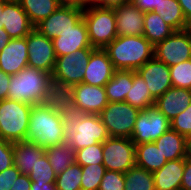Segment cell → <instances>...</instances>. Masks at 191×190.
<instances>
[{"label":"cell","instance_id":"cell-1","mask_svg":"<svg viewBox=\"0 0 191 190\" xmlns=\"http://www.w3.org/2000/svg\"><path fill=\"white\" fill-rule=\"evenodd\" d=\"M68 113L61 96L48 103L33 105L27 141L43 148L64 144L68 131Z\"/></svg>","mask_w":191,"mask_h":190},{"label":"cell","instance_id":"cell-2","mask_svg":"<svg viewBox=\"0 0 191 190\" xmlns=\"http://www.w3.org/2000/svg\"><path fill=\"white\" fill-rule=\"evenodd\" d=\"M57 97L50 73L27 66L19 73L11 75L8 99L38 105Z\"/></svg>","mask_w":191,"mask_h":190},{"label":"cell","instance_id":"cell-3","mask_svg":"<svg viewBox=\"0 0 191 190\" xmlns=\"http://www.w3.org/2000/svg\"><path fill=\"white\" fill-rule=\"evenodd\" d=\"M104 49L115 70L137 71L154 57V46L143 35L117 36Z\"/></svg>","mask_w":191,"mask_h":190},{"label":"cell","instance_id":"cell-4","mask_svg":"<svg viewBox=\"0 0 191 190\" xmlns=\"http://www.w3.org/2000/svg\"><path fill=\"white\" fill-rule=\"evenodd\" d=\"M109 134L99 115L68 113V131L65 144L75 151L103 143Z\"/></svg>","mask_w":191,"mask_h":190},{"label":"cell","instance_id":"cell-5","mask_svg":"<svg viewBox=\"0 0 191 190\" xmlns=\"http://www.w3.org/2000/svg\"><path fill=\"white\" fill-rule=\"evenodd\" d=\"M95 48H82L70 55L56 58L52 83L58 96H61L73 85L83 82L86 67Z\"/></svg>","mask_w":191,"mask_h":190},{"label":"cell","instance_id":"cell-6","mask_svg":"<svg viewBox=\"0 0 191 190\" xmlns=\"http://www.w3.org/2000/svg\"><path fill=\"white\" fill-rule=\"evenodd\" d=\"M32 104L0 100V140L16 143L27 140Z\"/></svg>","mask_w":191,"mask_h":190},{"label":"cell","instance_id":"cell-7","mask_svg":"<svg viewBox=\"0 0 191 190\" xmlns=\"http://www.w3.org/2000/svg\"><path fill=\"white\" fill-rule=\"evenodd\" d=\"M83 19L93 48L104 49L117 37L113 8H101L88 4L83 8Z\"/></svg>","mask_w":191,"mask_h":190},{"label":"cell","instance_id":"cell-8","mask_svg":"<svg viewBox=\"0 0 191 190\" xmlns=\"http://www.w3.org/2000/svg\"><path fill=\"white\" fill-rule=\"evenodd\" d=\"M61 97L69 113L99 115L108 105L105 88L86 83L73 85Z\"/></svg>","mask_w":191,"mask_h":190},{"label":"cell","instance_id":"cell-9","mask_svg":"<svg viewBox=\"0 0 191 190\" xmlns=\"http://www.w3.org/2000/svg\"><path fill=\"white\" fill-rule=\"evenodd\" d=\"M139 109L127 102H108L99 114L110 137L131 138Z\"/></svg>","mask_w":191,"mask_h":190},{"label":"cell","instance_id":"cell-10","mask_svg":"<svg viewBox=\"0 0 191 190\" xmlns=\"http://www.w3.org/2000/svg\"><path fill=\"white\" fill-rule=\"evenodd\" d=\"M103 165L106 170L121 173L135 166V144L131 138L109 136L103 142Z\"/></svg>","mask_w":191,"mask_h":190},{"label":"cell","instance_id":"cell-11","mask_svg":"<svg viewBox=\"0 0 191 190\" xmlns=\"http://www.w3.org/2000/svg\"><path fill=\"white\" fill-rule=\"evenodd\" d=\"M154 57L167 66L191 59V28L174 31L170 36L154 46Z\"/></svg>","mask_w":191,"mask_h":190},{"label":"cell","instance_id":"cell-12","mask_svg":"<svg viewBox=\"0 0 191 190\" xmlns=\"http://www.w3.org/2000/svg\"><path fill=\"white\" fill-rule=\"evenodd\" d=\"M169 129L170 121L155 106H151L139 111L131 140L135 145L154 142Z\"/></svg>","mask_w":191,"mask_h":190},{"label":"cell","instance_id":"cell-13","mask_svg":"<svg viewBox=\"0 0 191 190\" xmlns=\"http://www.w3.org/2000/svg\"><path fill=\"white\" fill-rule=\"evenodd\" d=\"M83 18V8L74 5L61 4L46 19L40 21L34 28L53 40L64 32L75 26Z\"/></svg>","mask_w":191,"mask_h":190},{"label":"cell","instance_id":"cell-14","mask_svg":"<svg viewBox=\"0 0 191 190\" xmlns=\"http://www.w3.org/2000/svg\"><path fill=\"white\" fill-rule=\"evenodd\" d=\"M28 46V66L52 74L56 55L53 42L35 28L26 36Z\"/></svg>","mask_w":191,"mask_h":190},{"label":"cell","instance_id":"cell-15","mask_svg":"<svg viewBox=\"0 0 191 190\" xmlns=\"http://www.w3.org/2000/svg\"><path fill=\"white\" fill-rule=\"evenodd\" d=\"M149 87L150 94L157 99L172 87L169 66L155 57L136 71Z\"/></svg>","mask_w":191,"mask_h":190},{"label":"cell","instance_id":"cell-16","mask_svg":"<svg viewBox=\"0 0 191 190\" xmlns=\"http://www.w3.org/2000/svg\"><path fill=\"white\" fill-rule=\"evenodd\" d=\"M56 57L70 55L82 48H93L88 37V30L82 18L75 26L52 40Z\"/></svg>","mask_w":191,"mask_h":190},{"label":"cell","instance_id":"cell-17","mask_svg":"<svg viewBox=\"0 0 191 190\" xmlns=\"http://www.w3.org/2000/svg\"><path fill=\"white\" fill-rule=\"evenodd\" d=\"M115 68L105 49L95 48L90 56L83 82L104 87L113 77Z\"/></svg>","mask_w":191,"mask_h":190},{"label":"cell","instance_id":"cell-18","mask_svg":"<svg viewBox=\"0 0 191 190\" xmlns=\"http://www.w3.org/2000/svg\"><path fill=\"white\" fill-rule=\"evenodd\" d=\"M3 28L12 39L26 37L34 29L17 0H8L4 4Z\"/></svg>","mask_w":191,"mask_h":190},{"label":"cell","instance_id":"cell-19","mask_svg":"<svg viewBox=\"0 0 191 190\" xmlns=\"http://www.w3.org/2000/svg\"><path fill=\"white\" fill-rule=\"evenodd\" d=\"M28 66V46L26 37L11 39L0 52V69L11 75Z\"/></svg>","mask_w":191,"mask_h":190},{"label":"cell","instance_id":"cell-20","mask_svg":"<svg viewBox=\"0 0 191 190\" xmlns=\"http://www.w3.org/2000/svg\"><path fill=\"white\" fill-rule=\"evenodd\" d=\"M116 18L117 36H139L144 32V15L131 2L113 8Z\"/></svg>","mask_w":191,"mask_h":190},{"label":"cell","instance_id":"cell-21","mask_svg":"<svg viewBox=\"0 0 191 190\" xmlns=\"http://www.w3.org/2000/svg\"><path fill=\"white\" fill-rule=\"evenodd\" d=\"M191 103V90L170 87L155 101V107L171 121Z\"/></svg>","mask_w":191,"mask_h":190},{"label":"cell","instance_id":"cell-22","mask_svg":"<svg viewBox=\"0 0 191 190\" xmlns=\"http://www.w3.org/2000/svg\"><path fill=\"white\" fill-rule=\"evenodd\" d=\"M45 154V148L38 146L36 143L23 140L13 143V165L21 174L28 175L32 168Z\"/></svg>","mask_w":191,"mask_h":190},{"label":"cell","instance_id":"cell-23","mask_svg":"<svg viewBox=\"0 0 191 190\" xmlns=\"http://www.w3.org/2000/svg\"><path fill=\"white\" fill-rule=\"evenodd\" d=\"M184 172V158L167 161L153 174L155 190H180Z\"/></svg>","mask_w":191,"mask_h":190},{"label":"cell","instance_id":"cell-24","mask_svg":"<svg viewBox=\"0 0 191 190\" xmlns=\"http://www.w3.org/2000/svg\"><path fill=\"white\" fill-rule=\"evenodd\" d=\"M154 143L167 161L186 158V138L172 129L163 133Z\"/></svg>","mask_w":191,"mask_h":190},{"label":"cell","instance_id":"cell-25","mask_svg":"<svg viewBox=\"0 0 191 190\" xmlns=\"http://www.w3.org/2000/svg\"><path fill=\"white\" fill-rule=\"evenodd\" d=\"M134 71L115 70L104 86L108 102H124L133 85Z\"/></svg>","mask_w":191,"mask_h":190},{"label":"cell","instance_id":"cell-26","mask_svg":"<svg viewBox=\"0 0 191 190\" xmlns=\"http://www.w3.org/2000/svg\"><path fill=\"white\" fill-rule=\"evenodd\" d=\"M136 165L154 173L162 168L167 159L154 142L135 145Z\"/></svg>","mask_w":191,"mask_h":190},{"label":"cell","instance_id":"cell-27","mask_svg":"<svg viewBox=\"0 0 191 190\" xmlns=\"http://www.w3.org/2000/svg\"><path fill=\"white\" fill-rule=\"evenodd\" d=\"M153 11L158 13L174 31L186 30L191 27L183 15L178 0H161L158 8Z\"/></svg>","mask_w":191,"mask_h":190},{"label":"cell","instance_id":"cell-28","mask_svg":"<svg viewBox=\"0 0 191 190\" xmlns=\"http://www.w3.org/2000/svg\"><path fill=\"white\" fill-rule=\"evenodd\" d=\"M174 30L154 11L145 12L143 36L155 46L170 36Z\"/></svg>","mask_w":191,"mask_h":190},{"label":"cell","instance_id":"cell-29","mask_svg":"<svg viewBox=\"0 0 191 190\" xmlns=\"http://www.w3.org/2000/svg\"><path fill=\"white\" fill-rule=\"evenodd\" d=\"M156 99L150 94L144 79L134 71L133 85L125 98V102L139 110H146L155 106Z\"/></svg>","mask_w":191,"mask_h":190},{"label":"cell","instance_id":"cell-30","mask_svg":"<svg viewBox=\"0 0 191 190\" xmlns=\"http://www.w3.org/2000/svg\"><path fill=\"white\" fill-rule=\"evenodd\" d=\"M35 26L46 19L60 5V0H17Z\"/></svg>","mask_w":191,"mask_h":190},{"label":"cell","instance_id":"cell-31","mask_svg":"<svg viewBox=\"0 0 191 190\" xmlns=\"http://www.w3.org/2000/svg\"><path fill=\"white\" fill-rule=\"evenodd\" d=\"M45 154L56 175H59L70 165L76 163L75 150L65 143L45 148Z\"/></svg>","mask_w":191,"mask_h":190},{"label":"cell","instance_id":"cell-32","mask_svg":"<svg viewBox=\"0 0 191 190\" xmlns=\"http://www.w3.org/2000/svg\"><path fill=\"white\" fill-rule=\"evenodd\" d=\"M124 190H155L153 174L137 165L124 173Z\"/></svg>","mask_w":191,"mask_h":190},{"label":"cell","instance_id":"cell-33","mask_svg":"<svg viewBox=\"0 0 191 190\" xmlns=\"http://www.w3.org/2000/svg\"><path fill=\"white\" fill-rule=\"evenodd\" d=\"M82 168L79 164L70 165L65 171L57 175L56 190H81Z\"/></svg>","mask_w":191,"mask_h":190},{"label":"cell","instance_id":"cell-34","mask_svg":"<svg viewBox=\"0 0 191 190\" xmlns=\"http://www.w3.org/2000/svg\"><path fill=\"white\" fill-rule=\"evenodd\" d=\"M81 190H98L101 180L106 172L103 164H90L81 166Z\"/></svg>","mask_w":191,"mask_h":190},{"label":"cell","instance_id":"cell-35","mask_svg":"<svg viewBox=\"0 0 191 190\" xmlns=\"http://www.w3.org/2000/svg\"><path fill=\"white\" fill-rule=\"evenodd\" d=\"M28 176L32 182H42L44 184H55L57 177L46 154L40 159H37L36 165L32 168Z\"/></svg>","mask_w":191,"mask_h":190},{"label":"cell","instance_id":"cell-36","mask_svg":"<svg viewBox=\"0 0 191 190\" xmlns=\"http://www.w3.org/2000/svg\"><path fill=\"white\" fill-rule=\"evenodd\" d=\"M172 87L191 90V59L170 66Z\"/></svg>","mask_w":191,"mask_h":190},{"label":"cell","instance_id":"cell-37","mask_svg":"<svg viewBox=\"0 0 191 190\" xmlns=\"http://www.w3.org/2000/svg\"><path fill=\"white\" fill-rule=\"evenodd\" d=\"M76 164L88 166L103 164V143H97L75 151Z\"/></svg>","mask_w":191,"mask_h":190},{"label":"cell","instance_id":"cell-38","mask_svg":"<svg viewBox=\"0 0 191 190\" xmlns=\"http://www.w3.org/2000/svg\"><path fill=\"white\" fill-rule=\"evenodd\" d=\"M170 129L176 131L185 138L191 134V103L186 110L179 113L170 121Z\"/></svg>","mask_w":191,"mask_h":190},{"label":"cell","instance_id":"cell-39","mask_svg":"<svg viewBox=\"0 0 191 190\" xmlns=\"http://www.w3.org/2000/svg\"><path fill=\"white\" fill-rule=\"evenodd\" d=\"M124 173L106 170L98 190H124Z\"/></svg>","mask_w":191,"mask_h":190},{"label":"cell","instance_id":"cell-40","mask_svg":"<svg viewBox=\"0 0 191 190\" xmlns=\"http://www.w3.org/2000/svg\"><path fill=\"white\" fill-rule=\"evenodd\" d=\"M13 166V143L0 140V173Z\"/></svg>","mask_w":191,"mask_h":190},{"label":"cell","instance_id":"cell-41","mask_svg":"<svg viewBox=\"0 0 191 190\" xmlns=\"http://www.w3.org/2000/svg\"><path fill=\"white\" fill-rule=\"evenodd\" d=\"M20 171L15 165L0 173V190H10L11 186L20 175Z\"/></svg>","mask_w":191,"mask_h":190},{"label":"cell","instance_id":"cell-42","mask_svg":"<svg viewBox=\"0 0 191 190\" xmlns=\"http://www.w3.org/2000/svg\"><path fill=\"white\" fill-rule=\"evenodd\" d=\"M180 190H191V158H184V172Z\"/></svg>","mask_w":191,"mask_h":190},{"label":"cell","instance_id":"cell-43","mask_svg":"<svg viewBox=\"0 0 191 190\" xmlns=\"http://www.w3.org/2000/svg\"><path fill=\"white\" fill-rule=\"evenodd\" d=\"M130 2L136 6L142 12L153 11L158 8L161 0H130Z\"/></svg>","mask_w":191,"mask_h":190},{"label":"cell","instance_id":"cell-44","mask_svg":"<svg viewBox=\"0 0 191 190\" xmlns=\"http://www.w3.org/2000/svg\"><path fill=\"white\" fill-rule=\"evenodd\" d=\"M32 181L30 180L28 175L20 174L13 186H11L10 190H31Z\"/></svg>","mask_w":191,"mask_h":190},{"label":"cell","instance_id":"cell-45","mask_svg":"<svg viewBox=\"0 0 191 190\" xmlns=\"http://www.w3.org/2000/svg\"><path fill=\"white\" fill-rule=\"evenodd\" d=\"M11 76L0 69V100L8 99Z\"/></svg>","mask_w":191,"mask_h":190},{"label":"cell","instance_id":"cell-46","mask_svg":"<svg viewBox=\"0 0 191 190\" xmlns=\"http://www.w3.org/2000/svg\"><path fill=\"white\" fill-rule=\"evenodd\" d=\"M127 2L130 0H90V4L101 8H115Z\"/></svg>","mask_w":191,"mask_h":190},{"label":"cell","instance_id":"cell-47","mask_svg":"<svg viewBox=\"0 0 191 190\" xmlns=\"http://www.w3.org/2000/svg\"><path fill=\"white\" fill-rule=\"evenodd\" d=\"M186 21L191 25V0H178Z\"/></svg>","mask_w":191,"mask_h":190},{"label":"cell","instance_id":"cell-48","mask_svg":"<svg viewBox=\"0 0 191 190\" xmlns=\"http://www.w3.org/2000/svg\"><path fill=\"white\" fill-rule=\"evenodd\" d=\"M31 190H56L55 184H47L42 182H32Z\"/></svg>","mask_w":191,"mask_h":190},{"label":"cell","instance_id":"cell-49","mask_svg":"<svg viewBox=\"0 0 191 190\" xmlns=\"http://www.w3.org/2000/svg\"><path fill=\"white\" fill-rule=\"evenodd\" d=\"M11 39L12 38L8 35L4 28H0V52L4 49L5 46L8 45Z\"/></svg>","mask_w":191,"mask_h":190},{"label":"cell","instance_id":"cell-50","mask_svg":"<svg viewBox=\"0 0 191 190\" xmlns=\"http://www.w3.org/2000/svg\"><path fill=\"white\" fill-rule=\"evenodd\" d=\"M61 4L74 5L79 7H86L90 4V0H60Z\"/></svg>","mask_w":191,"mask_h":190},{"label":"cell","instance_id":"cell-51","mask_svg":"<svg viewBox=\"0 0 191 190\" xmlns=\"http://www.w3.org/2000/svg\"><path fill=\"white\" fill-rule=\"evenodd\" d=\"M186 157L191 158V134L186 137Z\"/></svg>","mask_w":191,"mask_h":190},{"label":"cell","instance_id":"cell-52","mask_svg":"<svg viewBox=\"0 0 191 190\" xmlns=\"http://www.w3.org/2000/svg\"><path fill=\"white\" fill-rule=\"evenodd\" d=\"M8 0H0V28H3V7Z\"/></svg>","mask_w":191,"mask_h":190}]
</instances>
